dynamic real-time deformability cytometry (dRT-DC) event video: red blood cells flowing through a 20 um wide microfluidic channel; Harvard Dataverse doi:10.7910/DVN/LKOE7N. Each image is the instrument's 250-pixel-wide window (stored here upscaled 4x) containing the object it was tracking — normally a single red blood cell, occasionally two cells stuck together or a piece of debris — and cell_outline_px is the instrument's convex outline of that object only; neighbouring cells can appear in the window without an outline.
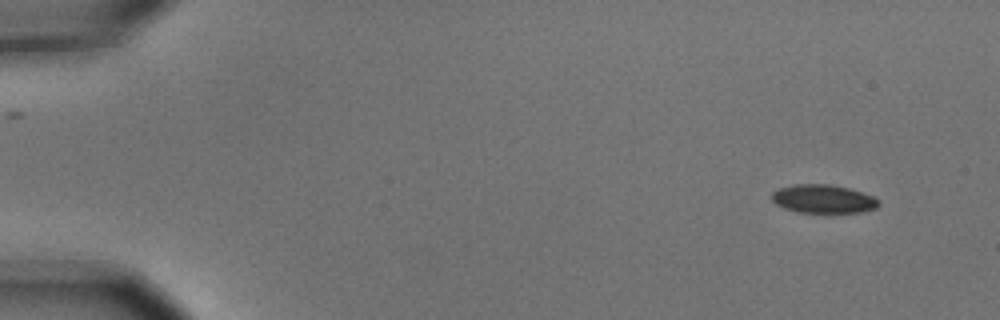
{"species": "common noctule bat (a hibernating species)", "species_latin": "Nyctalus noctula", "temperature_condition": "cold", "stored_images_in_passage": 6, "camera_frame_rate_fps": 3000, "um_per_image_px": 0.085, "animal": {"sex": "male", "body_mass_g": 15.6}, "frame": {"image": 1, "passage_image": 1, "time_ms": 0.0, "image_size_px": [1000, 320], "cell_outline_px": [[880, 204], [876, 208], [860, 212], [832, 216], [796, 212], [784, 208], [776, 204], [772, 200], [772, 192], [780, 188], [792, 184], [828, 184], [848, 188], [872, 196]], "centroid_in_image_um": [69.96, 16.96], "position_along_channel_um": 15.0, "area_um2": 18.44}}
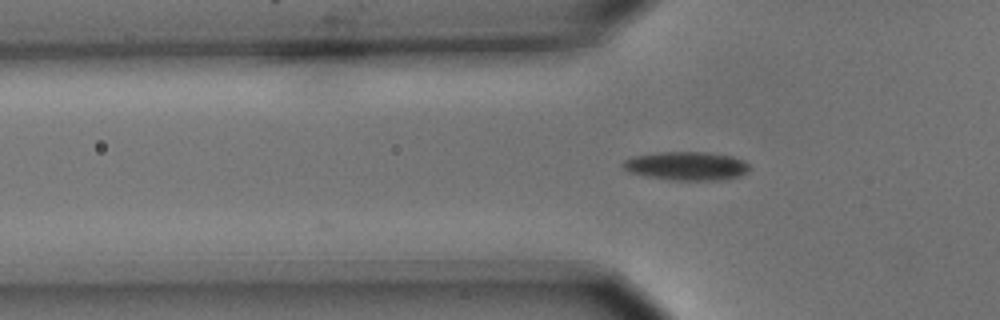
{"frame": {"image": 2, "passage_image": 5, "time_ms": 1.333, "image_size_px": [1000, 320], "cell_outline_px": [[752, 168], [748, 172], [740, 176], [724, 180], [668, 180], [644, 176], [628, 172], [620, 164], [624, 160], [632, 156], [656, 152], [708, 152], [732, 156], [744, 160]], "centroid_in_image_um": [58.35, 14.11], "position_along_channel_um": 67.4, "area_um2": 21.56}}
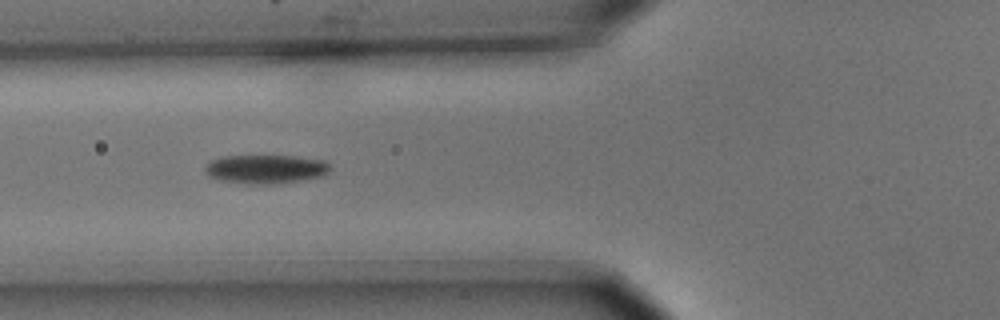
{"frame": {"image": 3, "passage_image": 6, "time_ms": 1.667, "image_size_px": [1000, 320], "cell_outline_px": [[328, 172], [324, 176], [300, 180], [272, 184], [248, 184], [220, 180], [208, 176], [204, 168], [204, 164], [208, 160], [220, 156], [296, 156], [324, 160], [328, 164]], "centroid_in_image_um": [22.51, 14.36], "position_along_channel_um": 103.3, "area_um2": 21.15}}